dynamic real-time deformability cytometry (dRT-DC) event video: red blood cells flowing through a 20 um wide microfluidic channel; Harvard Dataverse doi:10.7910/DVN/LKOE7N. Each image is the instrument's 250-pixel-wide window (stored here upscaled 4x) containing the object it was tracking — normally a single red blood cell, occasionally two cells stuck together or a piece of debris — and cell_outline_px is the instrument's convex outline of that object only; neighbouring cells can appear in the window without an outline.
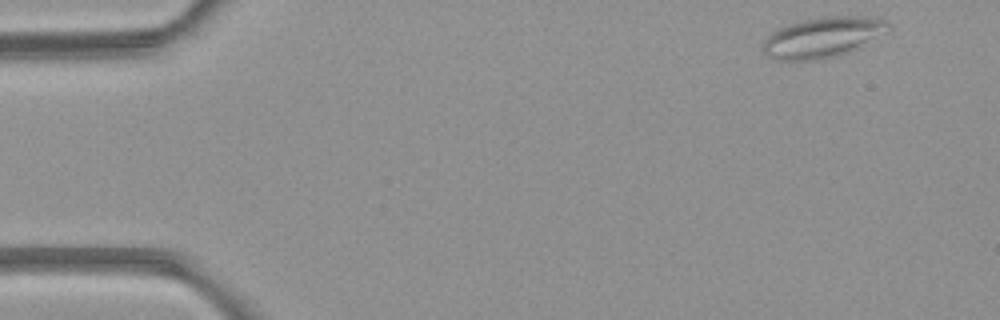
{"species": "common noctule bat (a hibernating species)", "species_latin": "Nyctalus noctula", "temperature_condition": "room temperature", "stored_images_in_passage": 4, "camera_frame_rate_fps": 3000, "um_per_image_px": 0.085, "animal": {"sex": "female", "body_mass_g": 21.9}, "frame": {"image": 1, "passage_image": 1, "time_ms": 0.0, "image_size_px": [1000, 320], "cell_outline_px": [[888, 24], [872, 36], [848, 52], [836, 56], [820, 60], [780, 60], [764, 52], [764, 40], [772, 32], [788, 24], [800, 20], [820, 16], [872, 16], [884, 20]], "centroid_in_image_um": [69.8, 3.15], "position_along_channel_um": 15.2, "area_um2": 28.26}}